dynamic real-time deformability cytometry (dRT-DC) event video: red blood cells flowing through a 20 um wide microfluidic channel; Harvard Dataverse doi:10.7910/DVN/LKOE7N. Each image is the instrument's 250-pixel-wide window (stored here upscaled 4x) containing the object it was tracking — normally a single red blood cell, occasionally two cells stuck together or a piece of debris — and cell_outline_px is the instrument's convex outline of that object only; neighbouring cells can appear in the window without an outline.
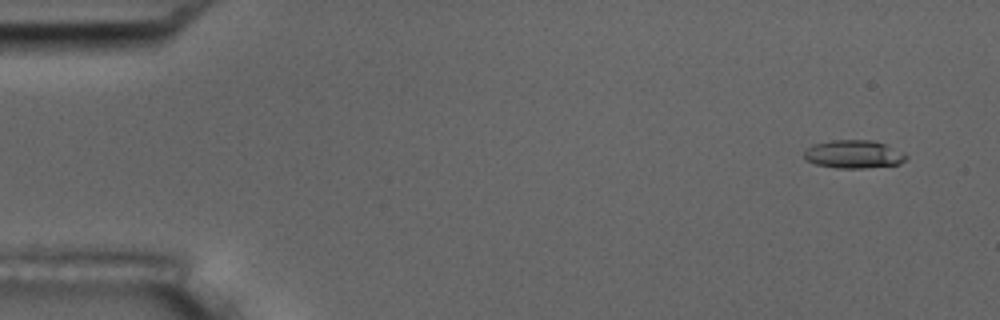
{"species": "common noctule bat (a hibernating species)", "species_latin": "Nyctalus noctula", "temperature_condition": "room temperature", "stored_images_in_passage": 5, "camera_frame_rate_fps": 3000, "um_per_image_px": 0.085, "animal": {"sex": "male", "body_mass_g": 17.5, "forearm_length_mm": 52.3}, "frame": {"image": 1, "passage_image": 1, "time_ms": 0.0, "image_size_px": [1000, 320], "cell_outline_px": [[908, 156], [900, 164], [864, 168], [836, 168], [816, 164], [804, 160], [804, 152], [812, 144], [832, 140], [872, 140], [884, 144], [904, 152]], "centroid_in_image_um": [72.55, 13.11], "position_along_channel_um": 12.5, "area_um2": 16.76}}
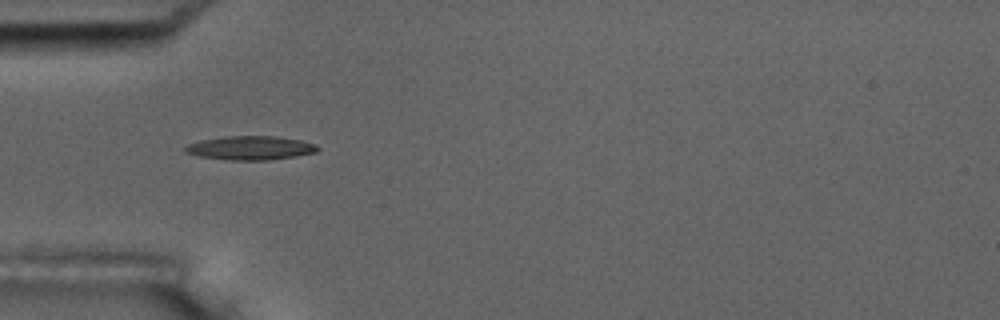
{"frame": {"image": 2, "passage_image": 5, "time_ms": 4.667, "image_size_px": [1000, 320], "cell_outline_px": [[320, 148], [316, 152], [296, 156], [268, 160], [228, 160], [200, 156], [184, 152], [184, 148], [188, 144], [200, 140], [224, 136], [276, 136], [300, 140], [316, 144]], "centroid_in_image_um": [21.29, 12.57], "position_along_channel_um": 63.7, "area_um2": 18.44}}